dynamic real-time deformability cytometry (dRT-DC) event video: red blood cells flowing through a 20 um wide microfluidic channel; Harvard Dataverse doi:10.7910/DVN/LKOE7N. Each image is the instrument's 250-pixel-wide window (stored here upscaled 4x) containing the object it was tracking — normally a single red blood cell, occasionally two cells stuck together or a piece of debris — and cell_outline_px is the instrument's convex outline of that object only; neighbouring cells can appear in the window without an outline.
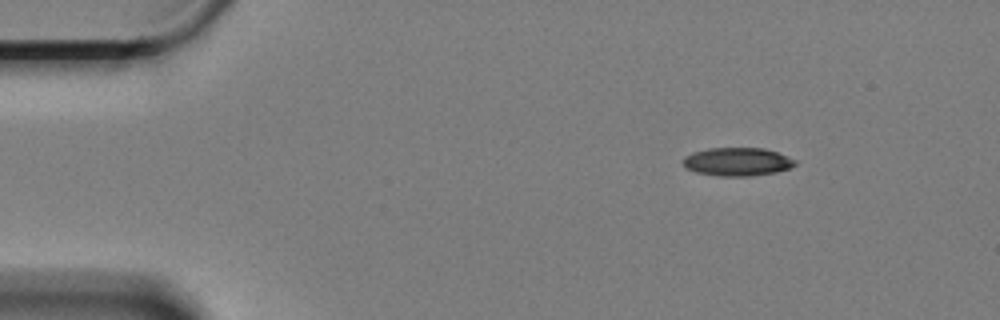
{"species": "Egyptian fruit bat (a non-hibernating species)", "species_latin": "Rousettus aegyptiacus", "temperature_condition": "cold", "stored_images_in_passage": 53, "camera_frame_rate_fps": 3000, "um_per_image_px": 0.085, "animal": {"sex": "female"}, "frame": {"image": 1, "passage_image": 1, "time_ms": 0.0, "image_size_px": [1000, 320], "cell_outline_px": [[796, 164], [788, 168], [776, 172], [748, 176], [716, 176], [696, 172], [684, 168], [680, 160], [684, 156], [692, 152], [708, 148], [764, 148], [776, 152], [796, 160]], "centroid_in_image_um": [62.59, 13.75], "position_along_channel_um": 22.4, "area_um2": 18.61}}
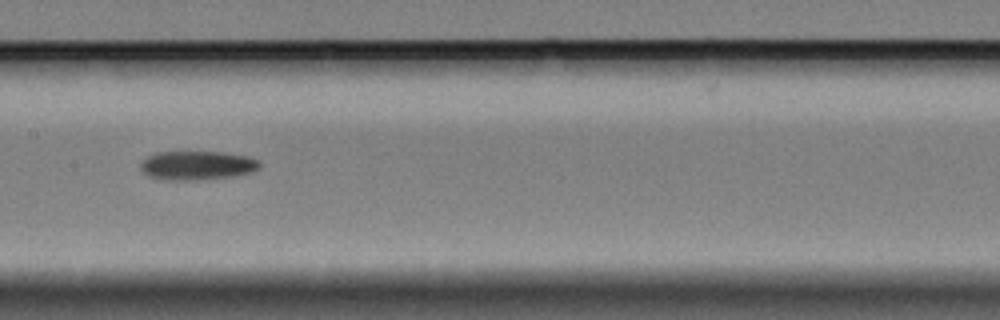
{"frame": {"image": 2, "passage_image": 23, "time_ms": 7.333, "image_size_px": [1000, 320], "cell_outline_px": [[260, 168], [252, 172], [232, 176], [200, 180], [168, 180], [148, 176], [140, 168], [140, 164], [148, 156], [156, 152], [220, 152], [248, 156], [260, 160]], "centroid_in_image_um": [16.78, 14.06], "position_along_channel_um": 190.6, "area_um2": 20.11}}
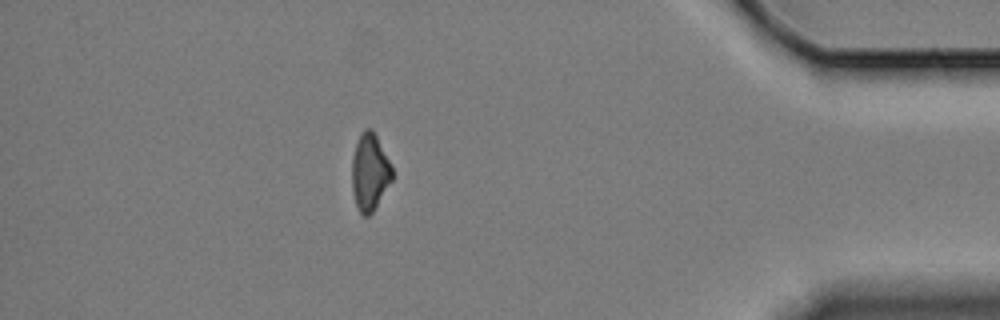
{"frame": {"image": 3, "passage_image": 46, "time_ms": 15.0, "image_size_px": [1000, 320], "cell_outline_px": [[392, 180], [372, 212], [368, 216], [364, 216], [356, 208], [352, 192], [352, 156], [360, 132], [364, 128], [372, 128], [392, 168]], "centroid_in_image_um": [31.4, 14.63], "position_along_channel_um": 403.8, "area_um2": 17.92}, "authors_computed_cell_mechanics": {"area_um2": 19.2474, "velocity_mm_per_s": 3.3229, "shape_relaxation_time_tau1_ms": 8.716, "shape_relaxation_time_tau2_ms": 11.1786, "deformation_change_tau1": 0.1911, "deformation_change_tau2": 0.2296}}